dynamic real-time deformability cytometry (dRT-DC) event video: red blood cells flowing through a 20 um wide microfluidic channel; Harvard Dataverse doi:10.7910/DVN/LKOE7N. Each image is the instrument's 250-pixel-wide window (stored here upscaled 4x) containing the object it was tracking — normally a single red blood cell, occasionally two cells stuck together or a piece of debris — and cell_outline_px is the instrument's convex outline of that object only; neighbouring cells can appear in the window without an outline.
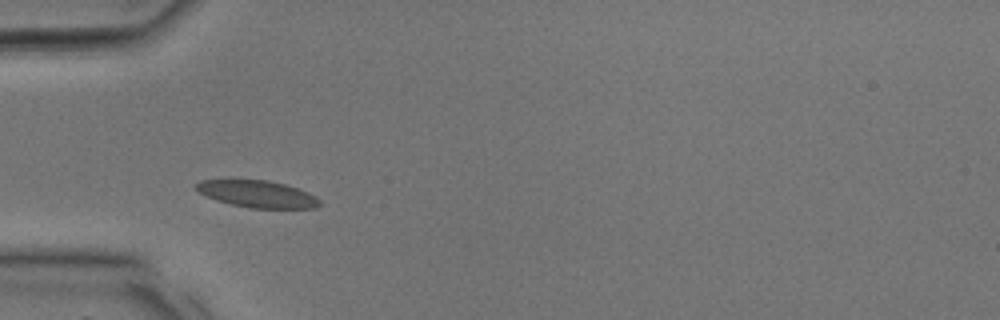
{"species": "common noctule bat (a hibernating species)", "species_latin": "Nyctalus noctula", "temperature_condition": "room temperature", "stored_images_in_passage": 23, "camera_frame_rate_fps": 3000, "um_per_image_px": 0.085, "animal": {"sex": "male", "body_mass_g": 17.9, "forearm_length_mm": 54.2}, "frame": {"image": 1, "passage_image": 1, "time_ms": 0.0, "image_size_px": [1000, 320], "cell_outline_px": [[320, 204], [316, 208], [248, 208], [216, 200], [200, 192], [192, 184], [200, 180], [268, 180], [284, 184], [308, 192], [316, 196], [320, 200]], "centroid_in_image_um": [21.88, 16.49], "position_along_channel_um": 63.1, "area_um2": 19.31}}
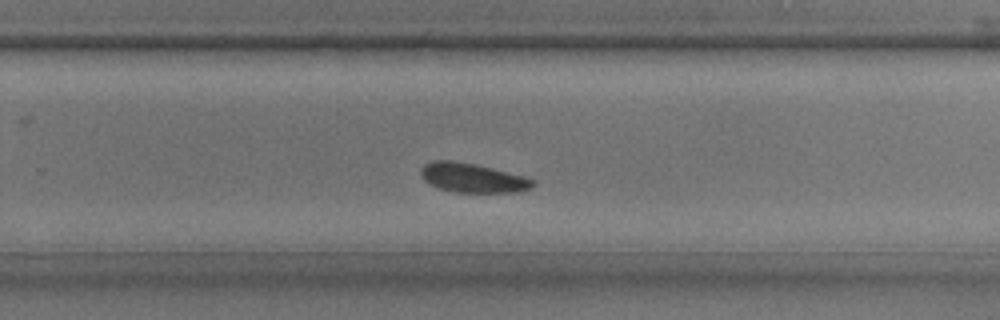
{"frame": {"image": 2, "passage_image": 12, "time_ms": 3.667, "image_size_px": [1000, 320], "cell_outline_px": [[536, 184], [532, 188], [516, 192], [456, 192], [440, 188], [428, 184], [424, 180], [420, 172], [420, 168], [424, 164], [432, 160], [452, 160], [476, 164], [524, 176], [536, 180]], "centroid_in_image_um": [40.17, 15.11], "position_along_channel_um": 289.6, "area_um2": 19.25}}
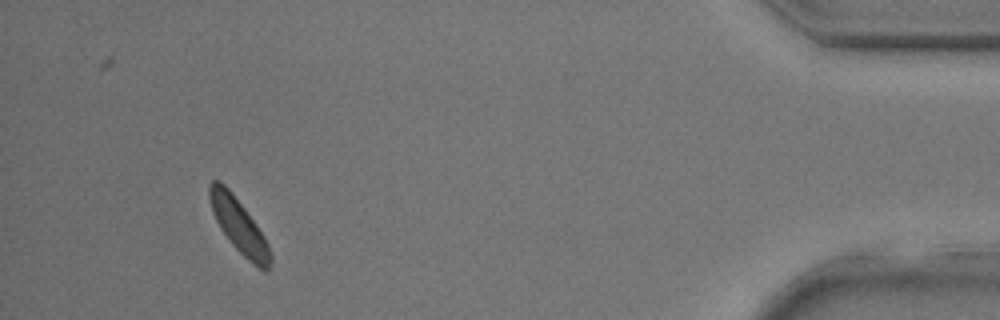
{"frame": {"image": 3, "passage_image": 21, "time_ms": 6.667, "image_size_px": [1000, 320], "cell_outline_px": [[272, 264], [264, 272], [248, 260], [232, 244], [220, 228], [212, 212], [208, 196], [208, 184], [212, 180], [220, 180], [228, 188], [244, 208], [256, 224], [268, 244], [272, 256]], "centroid_in_image_um": [20.29, 19.18], "position_along_channel_um": 414.9, "area_um2": 19.02}}